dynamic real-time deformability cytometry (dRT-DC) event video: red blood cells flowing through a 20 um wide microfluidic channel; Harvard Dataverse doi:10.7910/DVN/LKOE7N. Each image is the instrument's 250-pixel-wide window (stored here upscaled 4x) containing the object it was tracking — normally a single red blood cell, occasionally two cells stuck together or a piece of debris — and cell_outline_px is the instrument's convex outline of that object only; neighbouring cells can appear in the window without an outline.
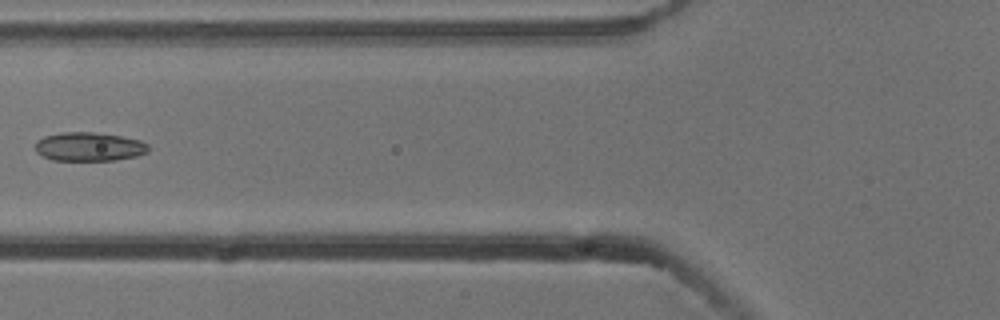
{"species": "common noctule bat (a hibernating species)", "species_latin": "Nyctalus noctula", "temperature_condition": "cold", "stored_images_in_passage": 7, "camera_frame_rate_fps": 3000, "um_per_image_px": 0.085, "animal": {"sex": "male", "body_mass_g": 13.3}, "frame": {"image": 1, "passage_image": 6, "time_ms": 1.667, "image_size_px": [1000, 320], "cell_outline_px": [[148, 152], [136, 156], [116, 160], [52, 160], [36, 152], [36, 140], [44, 136], [64, 132], [96, 132], [120, 136], [140, 140], [148, 144]], "centroid_in_image_um": [7.58, 12.46], "position_along_channel_um": 118.2, "area_um2": 18.96}}
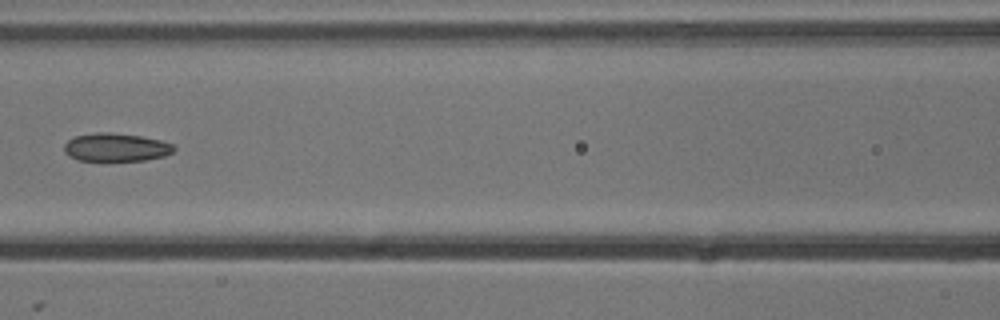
{"frame": {"image": 2, "passage_image": 7, "time_ms": 2.0, "image_size_px": [1000, 320], "cell_outline_px": [[176, 148], [172, 152], [164, 156], [144, 160], [76, 160], [64, 152], [64, 144], [68, 140], [76, 136], [96, 132], [112, 132], [140, 136], [160, 140], [172, 144]], "centroid_in_image_um": [9.84, 12.51], "position_along_channel_um": 156.8, "area_um2": 17.92}}